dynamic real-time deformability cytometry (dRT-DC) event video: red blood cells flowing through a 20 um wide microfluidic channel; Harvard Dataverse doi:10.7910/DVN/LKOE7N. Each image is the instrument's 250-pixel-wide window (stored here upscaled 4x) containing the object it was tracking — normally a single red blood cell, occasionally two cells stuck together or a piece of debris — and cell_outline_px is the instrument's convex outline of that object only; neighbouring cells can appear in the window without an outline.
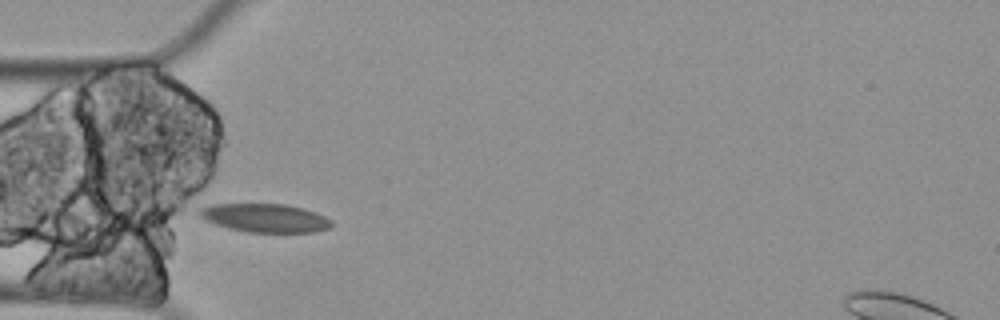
{"species": "Egyptian fruit bat (a non-hibernating species)", "species_latin": "Rousettus aegyptiacus", "temperature_condition": "cold", "stored_images_in_passage": 9, "camera_frame_rate_fps": 3000, "um_per_image_px": 0.085, "animal": {"sex": "female"}, "frame": {"image": 1, "passage_image": 4, "time_ms": 1.0, "image_size_px": [1000, 320], "cell_outline_px": [[332, 224], [328, 228], [316, 232], [248, 232], [228, 228], [204, 220], [196, 212], [200, 208], [208, 204], [284, 204], [304, 208], [316, 212], [332, 220]], "centroid_in_image_um": [22.5, 18.52], "position_along_channel_um": 62.5, "area_um2": 22.08}}
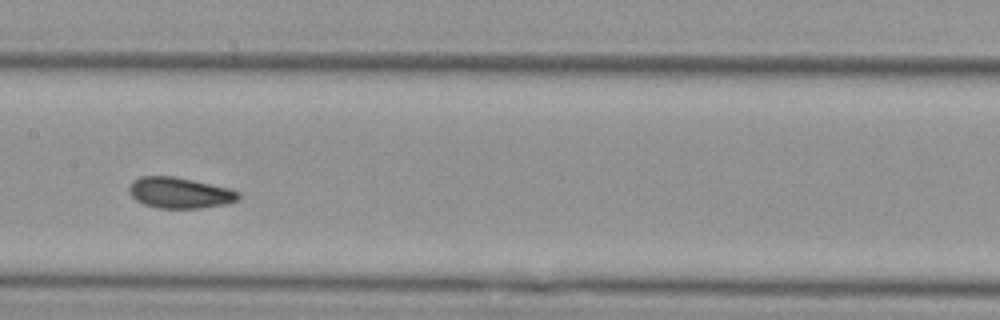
{"frame": {"image": 2, "passage_image": 7, "time_ms": 2.0, "image_size_px": [1000, 320], "cell_outline_px": [[240, 196], [236, 200], [228, 204], [200, 208], [160, 208], [144, 204], [136, 200], [128, 192], [128, 188], [132, 180], [140, 176], [176, 176], [232, 188], [240, 192]], "centroid_in_image_um": [15.29, 16.37], "position_along_channel_um": 192.1, "area_um2": 20.0}}
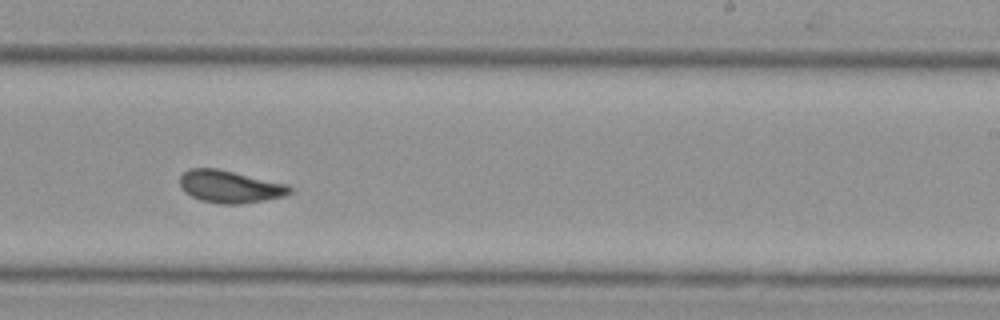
{"frame": {"image": 3, "passage_image": 9, "time_ms": 2.667, "image_size_px": [1000, 320], "cell_outline_px": [[292, 192], [284, 196], [264, 200], [240, 204], [220, 204], [200, 200], [184, 192], [180, 188], [180, 176], [188, 168], [216, 168], [288, 184], [292, 188]], "centroid_in_image_um": [19.52, 15.86], "position_along_channel_um": 269.5, "area_um2": 20.81}}